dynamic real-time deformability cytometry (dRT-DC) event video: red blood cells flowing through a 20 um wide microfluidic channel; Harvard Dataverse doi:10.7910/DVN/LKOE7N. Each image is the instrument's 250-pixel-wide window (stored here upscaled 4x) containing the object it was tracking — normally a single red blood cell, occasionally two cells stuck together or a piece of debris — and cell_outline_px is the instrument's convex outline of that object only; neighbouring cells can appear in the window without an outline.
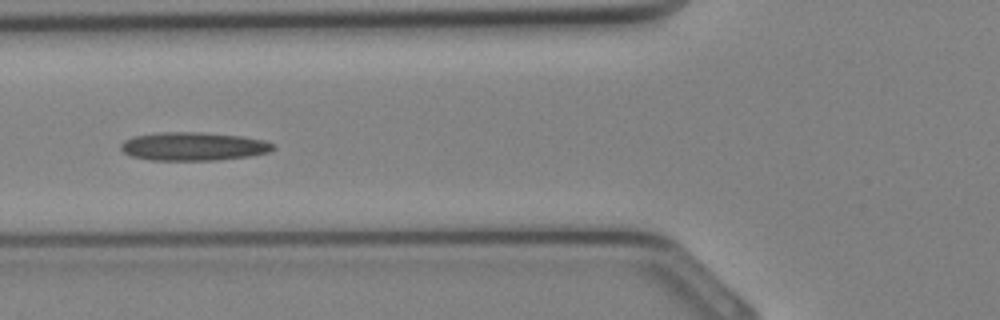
{"species": "Egyptian fruit bat (a non-hibernating species)", "species_latin": "Rousettus aegyptiacus", "temperature_condition": "cold", "stored_images_in_passage": 25, "camera_frame_rate_fps": 3000, "um_per_image_px": 0.085, "animal": {"sex": "female"}, "frame": {"image": 1, "passage_image": 8, "time_ms": 2.333, "image_size_px": [1000, 320], "cell_outline_px": [[276, 148], [268, 152], [252, 156], [216, 160], [152, 160], [132, 156], [124, 152], [120, 148], [120, 144], [124, 140], [132, 136], [160, 132], [200, 132], [240, 136], [264, 140], [272, 144]], "centroid_in_image_um": [16.42, 12.44], "position_along_channel_um": 109.4, "area_um2": 25.2}}
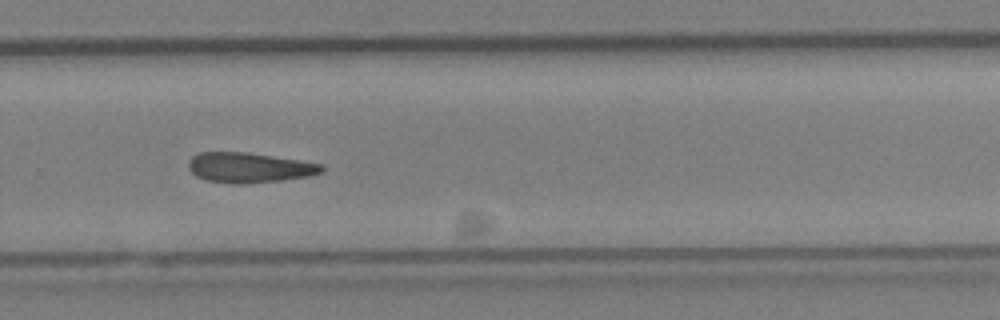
{"frame": {"image": 2, "passage_image": 18, "time_ms": 5.667, "image_size_px": [1000, 320], "cell_outline_px": [[324, 172], [308, 176], [284, 180], [248, 184], [236, 184], [208, 180], [196, 176], [188, 168], [188, 160], [192, 156], [200, 152], [248, 152], [320, 164], [324, 168]], "centroid_in_image_um": [21.16, 14.25], "position_along_channel_um": 308.6, "area_um2": 23.29}}